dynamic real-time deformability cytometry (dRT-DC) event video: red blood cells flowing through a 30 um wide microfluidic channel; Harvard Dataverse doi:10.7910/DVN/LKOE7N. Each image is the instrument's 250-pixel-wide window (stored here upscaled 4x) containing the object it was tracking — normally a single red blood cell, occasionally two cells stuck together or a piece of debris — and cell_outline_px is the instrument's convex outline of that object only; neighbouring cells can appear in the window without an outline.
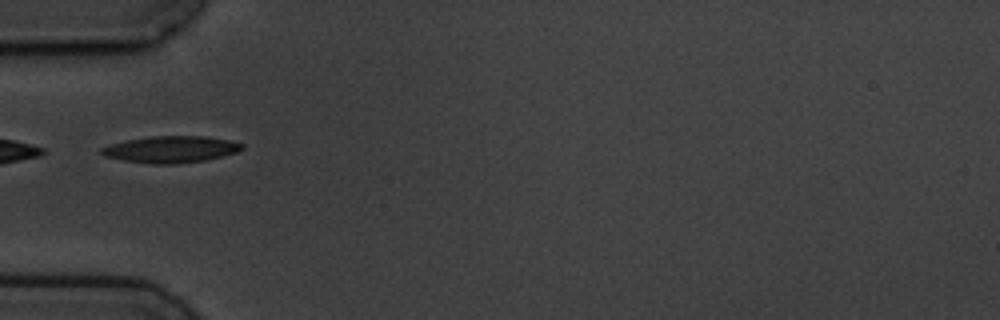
{"species": "common noctule bat (a hibernating species)", "species_latin": "Nyctalus noctula", "temperature_condition": "cold", "stored_images_in_passage": 5, "camera_frame_rate_fps": 3000, "um_per_image_px": 0.085, "animal": {"sex": "male", "body_mass_g": 19.5, "forearm_length_mm": 54.6}, "frame": {"image": 1, "passage_image": 3, "time_ms": 2.333, "image_size_px": [1000, 320], "cell_outline_px": [[244, 148], [236, 152], [204, 160], [176, 164], [152, 164], [124, 160], [104, 156], [100, 152], [100, 148], [112, 144], [128, 140], [152, 136], [204, 136], [228, 140], [244, 144]], "centroid_in_image_um": [14.52, 12.69], "position_along_channel_um": 70.5, "area_um2": 21.56}}
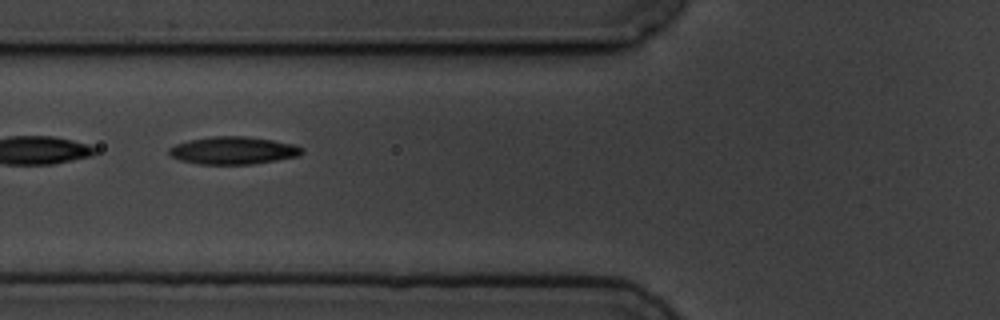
{"frame": {"image": 2, "passage_image": 4, "time_ms": 3.333, "image_size_px": [1000, 320], "cell_outline_px": [[304, 152], [300, 156], [252, 164], [200, 164], [180, 160], [172, 156], [168, 152], [168, 148], [176, 144], [188, 140], [212, 136], [244, 136], [272, 140], [292, 144], [304, 148]], "centroid_in_image_um": [19.83, 12.79], "position_along_channel_um": 106.0, "area_um2": 21.33}}
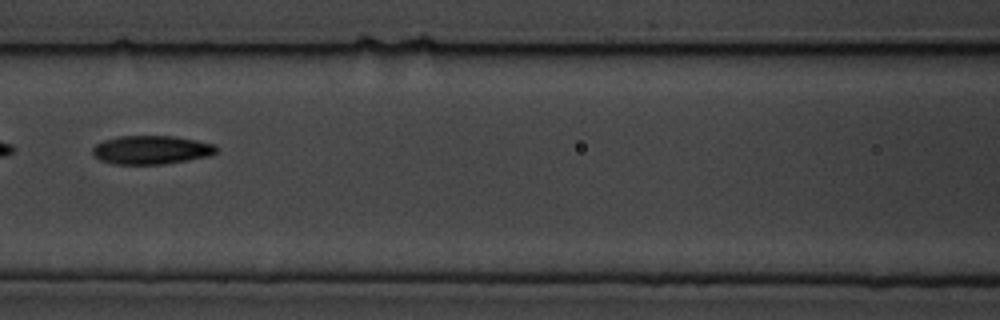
{"frame": {"image": 3, "passage_image": 5, "time_ms": 4.667, "image_size_px": [1000, 320], "cell_outline_px": [[216, 152], [208, 156], [188, 160], [164, 164], [112, 164], [100, 160], [92, 156], [92, 148], [96, 144], [104, 140], [120, 136], [168, 136], [196, 140], [216, 144]], "centroid_in_image_um": [12.82, 12.75], "position_along_channel_um": 153.8, "area_um2": 20.63}}